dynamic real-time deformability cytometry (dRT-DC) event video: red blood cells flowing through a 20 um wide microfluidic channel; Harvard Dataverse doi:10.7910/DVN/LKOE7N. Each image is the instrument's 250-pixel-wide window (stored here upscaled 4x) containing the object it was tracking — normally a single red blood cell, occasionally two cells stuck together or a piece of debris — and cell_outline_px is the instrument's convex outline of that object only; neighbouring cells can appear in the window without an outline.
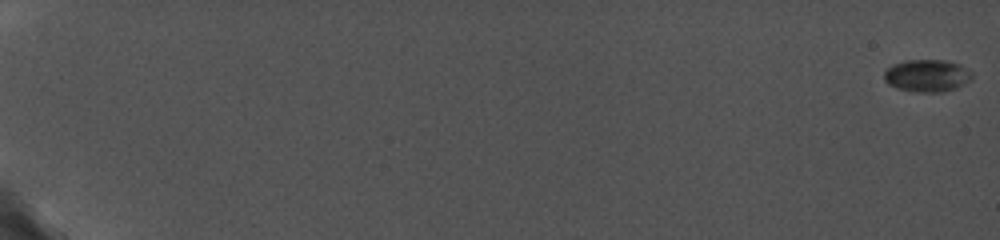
{"species": "common noctule bat (a hibernating species)", "species_latin": "Nyctalus noctula", "temperature_condition": "cold", "stored_images_in_passage": 57, "camera_frame_rate_fps": 5000, "um_per_image_px": 0.085, "animal": {"sex": "female", "body_mass_g": 19.0, "forearm_length_mm": 56.7}, "frame": {"image": 1, "passage_image": 1, "time_ms": 0.0, "image_size_px": [1000, 240], "cell_outline_px": [[972, 76], [964, 84], [956, 88], [940, 92], [916, 92], [900, 88], [888, 84], [884, 80], [884, 68], [892, 64], [904, 60], [944, 60], [960, 64], [968, 68], [972, 72]], "centroid_in_image_um": [78.78, 6.41], "position_along_channel_um": 6.2, "area_um2": 16.65}}
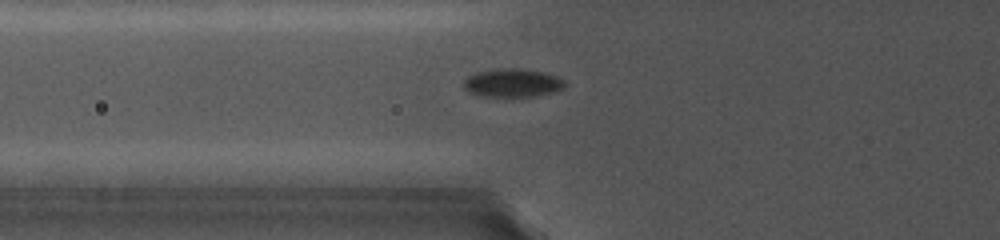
{"frame": {"image": 2, "passage_image": 29, "time_ms": 8.2, "image_size_px": [1000, 240], "cell_outline_px": [[564, 88], [552, 92], [532, 96], [508, 100], [480, 96], [468, 92], [464, 88], [464, 80], [468, 76], [480, 72], [500, 68], [524, 68], [544, 72], [556, 76], [564, 80]], "centroid_in_image_um": [43.53, 7.09], "position_along_channel_um": 82.3, "area_um2": 17.34}}
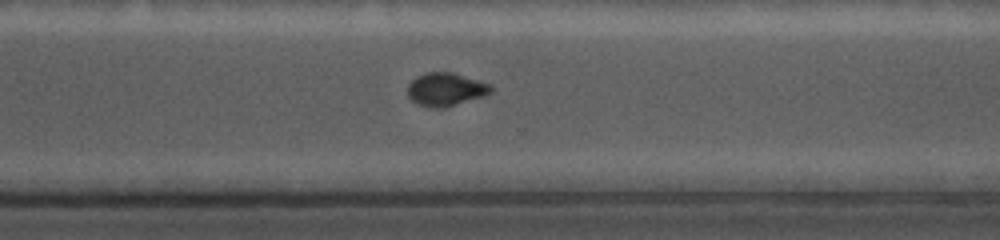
{"frame": {"image": 3, "passage_image": 55, "time_ms": 14.8, "image_size_px": [1000, 240], "cell_outline_px": [[492, 92], [484, 96], [444, 108], [432, 108], [416, 104], [408, 96], [408, 84], [416, 76], [428, 72], [452, 72], [492, 84]], "centroid_in_image_um": [37.89, 7.6], "position_along_channel_um": 332.7, "area_um2": 16.24}}